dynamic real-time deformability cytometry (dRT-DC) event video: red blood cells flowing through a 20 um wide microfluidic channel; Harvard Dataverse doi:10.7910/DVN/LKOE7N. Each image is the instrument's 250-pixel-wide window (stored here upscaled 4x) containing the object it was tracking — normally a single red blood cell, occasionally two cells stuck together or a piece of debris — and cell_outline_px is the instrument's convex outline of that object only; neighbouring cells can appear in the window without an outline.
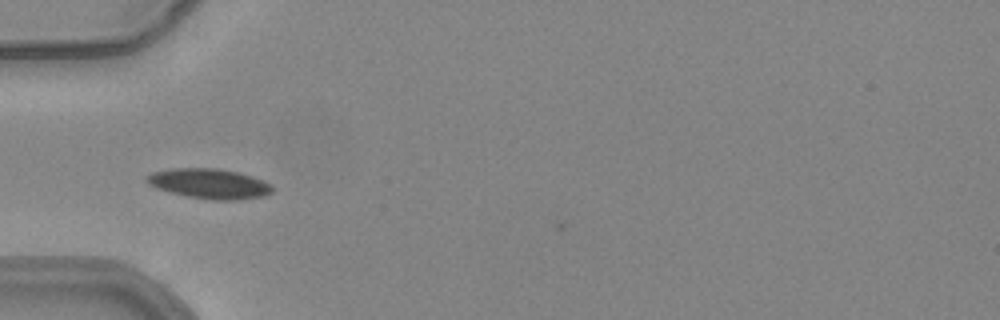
{"species": "common noctule bat (a hibernating species)", "species_latin": "Nyctalus noctula", "temperature_condition": "warm", "stored_images_in_passage": 3, "camera_frame_rate_fps": 3000, "um_per_image_px": 0.085, "animal": {"sex": "female", "body_mass_g": 24.6, "forearm_length_mm": 56.2}, "frame": {"image": 1, "passage_image": 1, "time_ms": 0.0, "image_size_px": [1000, 320], "cell_outline_px": [[272, 192], [264, 196], [236, 200], [212, 200], [188, 196], [156, 188], [148, 184], [144, 180], [144, 176], [152, 172], [172, 168], [216, 168], [236, 172], [252, 176], [264, 180], [272, 184]], "centroid_in_image_um": [17.78, 15.6], "position_along_channel_um": 67.2, "area_um2": 22.02}}